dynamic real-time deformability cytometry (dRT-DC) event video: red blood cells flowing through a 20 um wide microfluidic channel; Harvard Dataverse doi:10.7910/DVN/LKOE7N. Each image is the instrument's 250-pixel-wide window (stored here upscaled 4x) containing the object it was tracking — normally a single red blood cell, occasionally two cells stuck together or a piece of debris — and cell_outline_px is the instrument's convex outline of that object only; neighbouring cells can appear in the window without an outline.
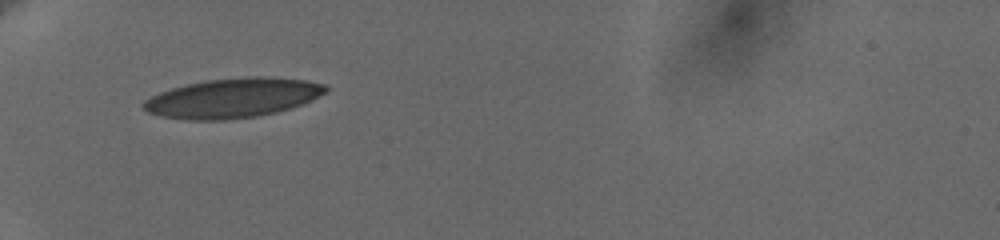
{"species": "human", "species_latin": "Homo sapiens", "temperature_condition": "cold", "stored_images_in_passage": 38, "camera_frame_rate_fps": 3000, "um_per_image_px": 0.085, "donor": {"sex": "female"}, "frame": {"image": 1, "passage_image": 1, "time_ms": 0.0, "image_size_px": [1000, 240], "cell_outline_px": [[328, 92], [312, 100], [276, 112], [256, 116], [224, 120], [188, 120], [160, 116], [148, 112], [140, 104], [144, 100], [160, 92], [172, 88], [204, 80], [244, 76], [272, 76], [308, 80], [328, 84]], "centroid_in_image_um": [19.82, 8.31], "position_along_channel_um": 65.2, "area_um2": 42.31}}
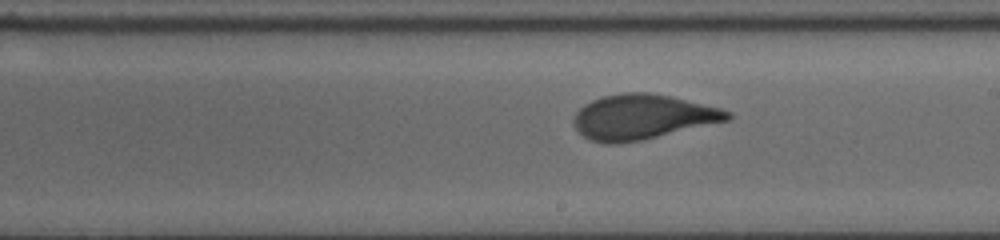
{"frame": {"image": 2, "passage_image": 16, "time_ms": 5.0, "image_size_px": [1000, 240], "cell_outline_px": [[732, 116], [728, 120], [640, 140], [616, 144], [604, 144], [588, 140], [572, 124], [572, 120], [576, 112], [584, 104], [592, 100], [604, 96], [624, 92], [648, 92], [672, 96], [720, 108], [732, 112]], "centroid_in_image_um": [54.56, 9.93], "position_along_channel_um": 234.4, "area_um2": 40.11}}
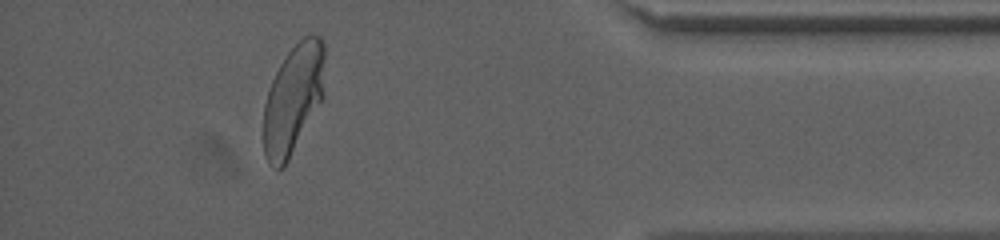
{"frame": {"image": 3, "passage_image": 33, "time_ms": 10.667, "image_size_px": [1000, 240], "cell_outline_px": [[324, 96], [284, 168], [276, 168], [268, 164], [264, 156], [264, 104], [268, 88], [280, 64], [288, 52], [304, 36], [320, 36], [324, 44]], "centroid_in_image_um": [24.92, 8.44], "position_along_channel_um": 410.3, "area_um2": 38.96}, "authors_computed_cell_mechanics": {"area_um2": 39.9398, "velocity_mm_per_s": 3.6216, "shape_relaxation_time_tau1_ms": 5.2245, "shape_relaxation_time_tau2_ms": null, "deformation_change_tau1": 0.2057, "deformation_change_tau2": null}}